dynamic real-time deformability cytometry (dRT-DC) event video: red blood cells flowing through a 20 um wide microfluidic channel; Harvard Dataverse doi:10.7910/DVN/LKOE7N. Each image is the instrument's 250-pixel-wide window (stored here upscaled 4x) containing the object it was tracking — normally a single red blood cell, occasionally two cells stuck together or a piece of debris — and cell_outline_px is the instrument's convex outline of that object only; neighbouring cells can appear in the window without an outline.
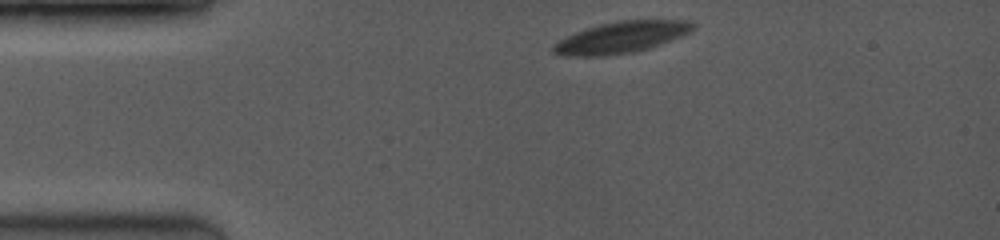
{"species": "common noctule bat (a hibernating species)", "species_latin": "Nyctalus noctula", "temperature_condition": "room temperature", "stored_images_in_passage": 25, "camera_frame_rate_fps": 3500, "um_per_image_px": 0.085, "animal": {"sex": "female", "body_mass_g": 19.0, "forearm_length_mm": 53.3}, "frame": {"image": 1, "passage_image": 1, "time_ms": 0.0, "image_size_px": [1000, 240], "cell_outline_px": [[692, 32], [684, 36], [636, 52], [604, 56], [564, 56], [552, 52], [552, 44], [576, 32], [600, 24], [620, 20], [688, 20], [692, 24]], "centroid_in_image_um": [52.81, 3.18], "position_along_channel_um": 32.2, "area_um2": 25.49}}
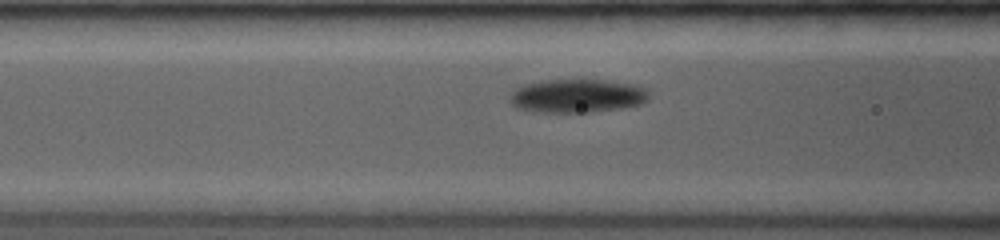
{"frame": {"image": 2, "passage_image": 15, "time_ms": 3.429, "image_size_px": [1000, 240], "cell_outline_px": [[648, 100], [640, 104], [620, 108], [588, 112], [536, 112], [516, 108], [508, 100], [512, 92], [516, 88], [524, 84], [544, 80], [600, 80], [632, 84], [644, 88], [648, 92]], "centroid_in_image_um": [49.01, 8.15], "position_along_channel_um": 117.6, "area_um2": 27.05}}
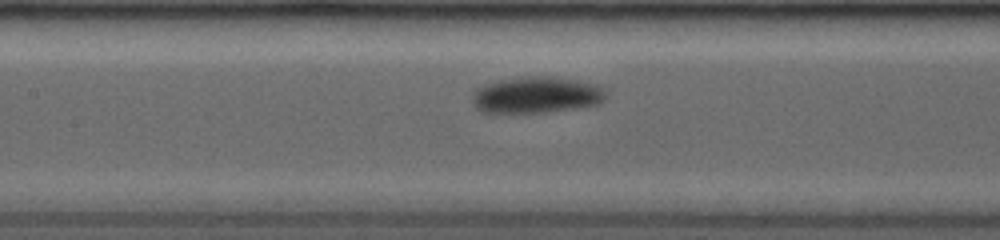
{"frame": {"image": 3, "passage_image": 21, "time_ms": 4.571, "image_size_px": [1000, 240], "cell_outline_px": [[604, 100], [600, 104], [576, 108], [544, 112], [480, 112], [472, 104], [472, 96], [476, 88], [484, 84], [500, 80], [528, 76], [548, 76], [596, 84], [604, 88]], "centroid_in_image_um": [45.56, 8.07], "position_along_channel_um": 161.8, "area_um2": 28.21}}